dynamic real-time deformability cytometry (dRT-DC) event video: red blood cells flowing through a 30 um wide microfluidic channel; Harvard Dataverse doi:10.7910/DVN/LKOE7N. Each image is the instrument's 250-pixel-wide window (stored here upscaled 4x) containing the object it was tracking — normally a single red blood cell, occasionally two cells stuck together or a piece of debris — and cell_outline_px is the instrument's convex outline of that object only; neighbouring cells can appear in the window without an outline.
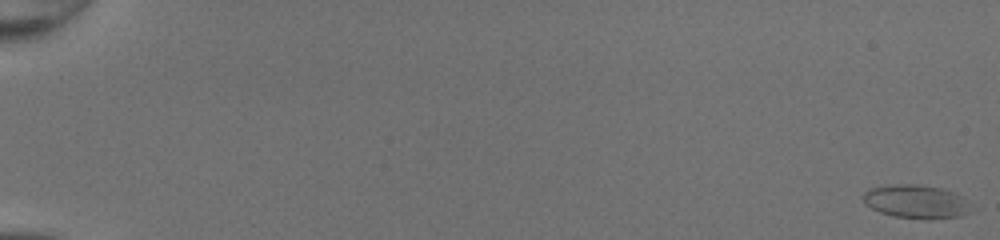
{"species": "common noctule bat (a hibernating species)", "species_latin": "Nyctalus noctula", "temperature_condition": "room temperature", "stored_images_in_passage": 52, "camera_frame_rate_fps": 3000, "um_per_image_px": 0.085, "animal": {"sex": "female", "body_mass_g": 20.0, "forearm_length_mm": 54.0}, "frame": {"image": 1, "passage_image": 1, "time_ms": 0.0, "image_size_px": [1000, 240], "cell_outline_px": [[972, 212], [960, 216], [892, 216], [880, 212], [864, 204], [864, 192], [868, 188], [888, 184], [916, 184], [944, 188], [956, 192], [960, 196]], "centroid_in_image_um": [77.79, 17.07], "position_along_channel_um": 7.2, "area_um2": 20.29}}
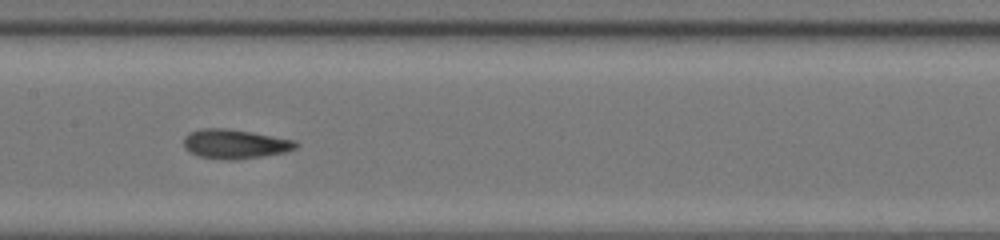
{"frame": {"image": 2, "passage_image": 29, "time_ms": 9.333, "image_size_px": [1000, 240], "cell_outline_px": [[300, 144], [296, 148], [284, 152], [264, 156], [232, 160], [224, 160], [200, 156], [188, 152], [184, 148], [184, 136], [188, 132], [204, 128], [228, 128], [252, 132], [296, 140]], "centroid_in_image_um": [19.96, 12.23], "position_along_channel_um": 187.4, "area_um2": 19.36}}
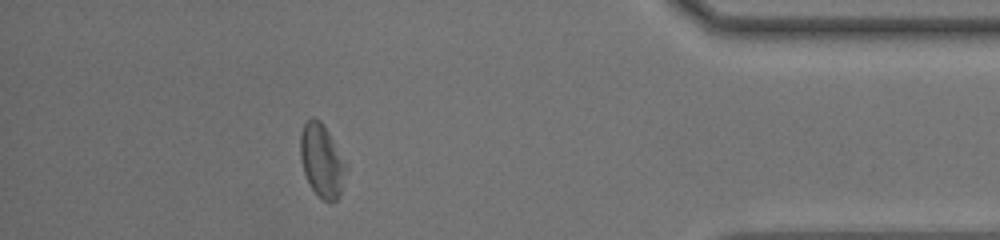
{"frame": {"image": 3, "passage_image": 47, "time_ms": 15.333, "image_size_px": [1000, 240], "cell_outline_px": [[348, 168], [340, 196], [332, 204], [328, 204], [312, 188], [304, 172], [300, 156], [300, 136], [304, 124], [312, 116], [320, 120], [328, 132], [348, 164]], "centroid_in_image_um": [27.39, 13.68], "position_along_channel_um": 407.8, "area_um2": 19.59}, "authors_computed_cell_mechanics": {"area_um2": 19.363, "velocity_mm_per_s": 4.2557, "shape_relaxation_time_tau1_ms": 8.5796, "shape_relaxation_time_tau2_ms": 2.0539, "deformation_change_tau1": 0.1939, "deformation_change_tau2": 0.0857}}